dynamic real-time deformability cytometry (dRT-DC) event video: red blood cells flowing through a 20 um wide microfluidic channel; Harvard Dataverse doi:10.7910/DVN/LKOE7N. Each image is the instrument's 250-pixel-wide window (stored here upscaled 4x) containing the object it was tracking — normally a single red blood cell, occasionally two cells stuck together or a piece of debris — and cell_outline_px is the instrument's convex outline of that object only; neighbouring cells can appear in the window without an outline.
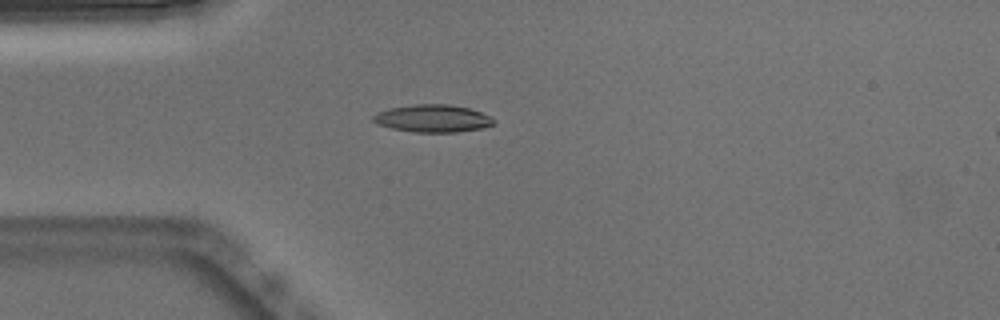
{"species": "Egyptian fruit bat (a non-hibernating species)", "species_latin": "Rousettus aegyptiacus", "temperature_condition": "warm", "stored_images_in_passage": 39, "camera_frame_rate_fps": 3000, "um_per_image_px": 0.085, "animal": {"sex": "male"}, "frame": {"image": 1, "passage_image": 1, "time_ms": 0.0, "image_size_px": [1000, 320], "cell_outline_px": [[496, 120], [492, 124], [484, 128], [456, 132], [412, 132], [392, 128], [376, 124], [372, 120], [372, 116], [376, 112], [388, 108], [412, 104], [448, 104], [468, 108], [492, 116]], "centroid_in_image_um": [36.76, 10.06], "position_along_channel_um": 48.2, "area_um2": 19.54}}
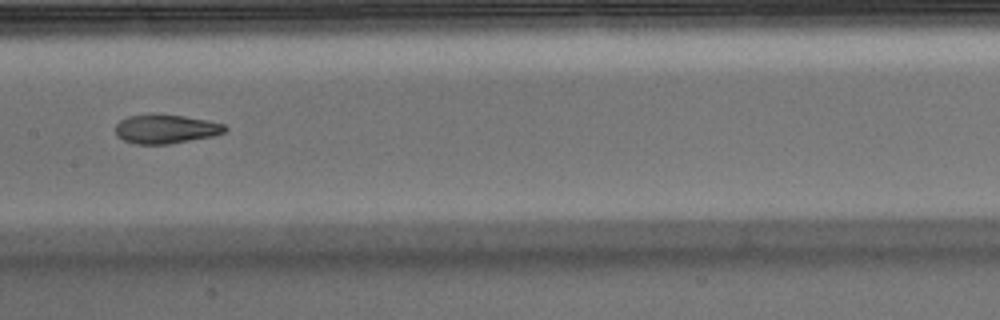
{"frame": {"image": 2, "passage_image": 13, "time_ms": 4.0, "image_size_px": [1000, 320], "cell_outline_px": [[228, 128], [224, 132], [212, 136], [168, 144], [136, 144], [124, 140], [116, 136], [116, 124], [120, 120], [128, 116], [184, 116], [208, 120], [224, 124]], "centroid_in_image_um": [14.1, 10.99], "position_along_channel_um": 193.3, "area_um2": 17.98}}
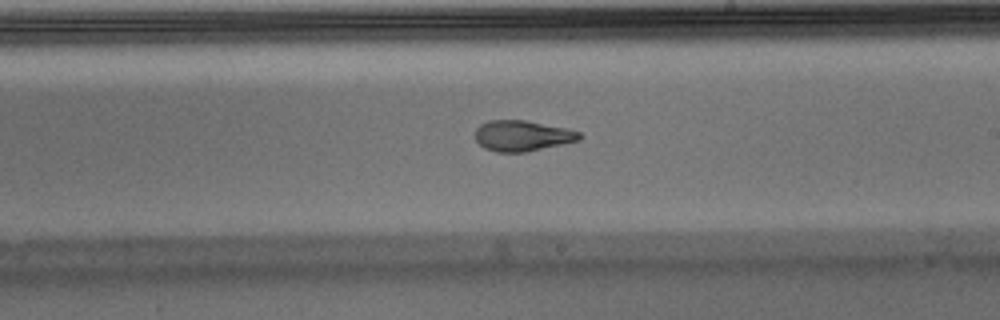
{"frame": {"image": 3, "passage_image": 17, "time_ms": 5.333, "image_size_px": [1000, 320], "cell_outline_px": [[580, 140], [528, 152], [496, 152], [484, 148], [476, 140], [476, 128], [480, 124], [488, 120], [524, 120], [568, 128], [580, 132]], "centroid_in_image_um": [44.39, 11.54], "position_along_channel_um": 244.6, "area_um2": 18.73}, "authors_computed_cell_mechanics": {"area_um2": 19.5364, "velocity_mm_per_s": 3.8694, "shape_relaxation_time_tau1_ms": null, "shape_relaxation_time_tau2_ms": 2.4494, "deformation_change_tau1": null, "deformation_change_tau2": 0.0649}}